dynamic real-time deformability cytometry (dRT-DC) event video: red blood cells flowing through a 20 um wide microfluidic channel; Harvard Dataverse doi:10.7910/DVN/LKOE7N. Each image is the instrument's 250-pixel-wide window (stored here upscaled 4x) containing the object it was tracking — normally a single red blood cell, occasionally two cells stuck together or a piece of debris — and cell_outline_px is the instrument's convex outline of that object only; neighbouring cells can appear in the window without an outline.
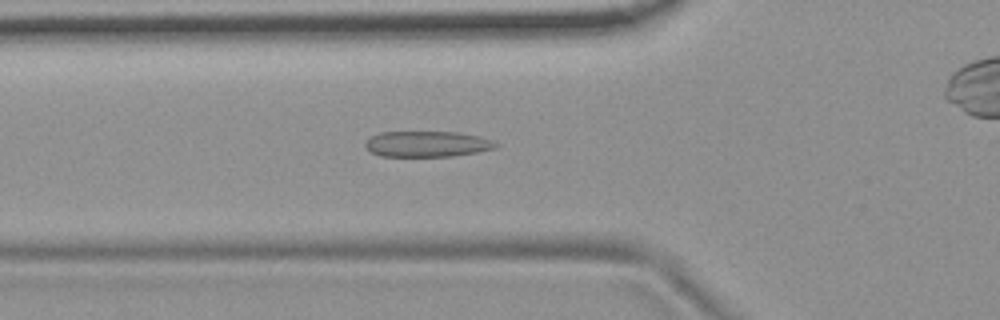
{"species": "common noctule bat (a hibernating species)", "species_latin": "Nyctalus noctula", "temperature_condition": "room temperature", "stored_images_in_passage": 49, "camera_frame_rate_fps": 3000, "um_per_image_px": 0.085, "animal": {"sex": "female", "body_mass_g": 19.9}, "frame": {"image": 1, "passage_image": 19, "time_ms": 6.0, "image_size_px": [1000, 320], "cell_outline_px": [[500, 144], [496, 148], [476, 152], [452, 156], [380, 156], [364, 148], [364, 144], [372, 136], [380, 132], [460, 132], [480, 136], [492, 140]], "centroid_in_image_um": [36.32, 12.23], "position_along_channel_um": 89.5, "area_um2": 19.65}}
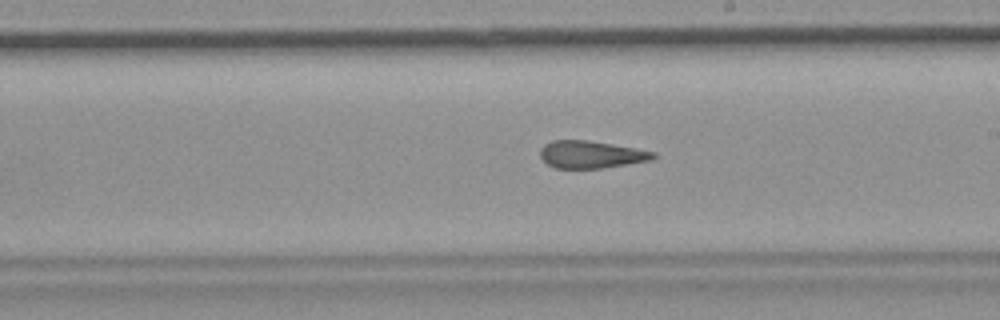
{"frame": {"image": 2, "passage_image": 31, "time_ms": 10.0, "image_size_px": [1000, 320], "cell_outline_px": [[656, 156], [652, 160], [600, 168], [556, 168], [548, 164], [540, 156], [540, 148], [544, 144], [552, 140], [588, 140], [612, 144], [656, 152]], "centroid_in_image_um": [50.22, 13.12], "position_along_channel_um": 238.8, "area_um2": 17.92}}
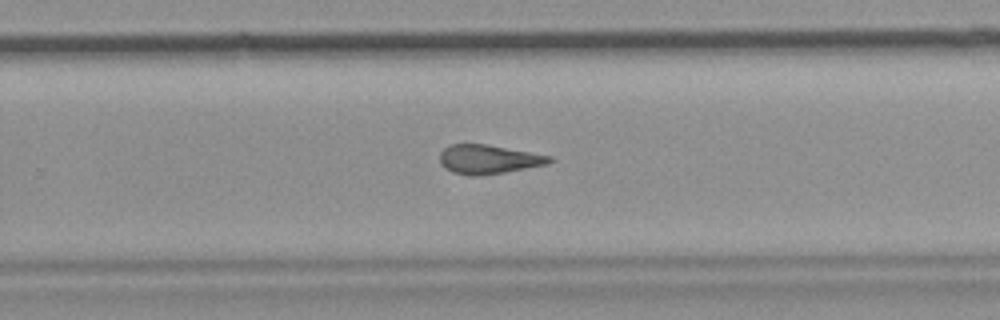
{"frame": {"image": 3, "passage_image": 35, "time_ms": 11.333, "image_size_px": [1000, 320], "cell_outline_px": [[556, 160], [548, 164], [504, 172], [476, 176], [472, 176], [452, 172], [444, 168], [440, 160], [440, 152], [448, 144], [488, 144], [552, 156]], "centroid_in_image_um": [41.53, 13.53], "position_along_channel_um": 288.3, "area_um2": 18.67}}